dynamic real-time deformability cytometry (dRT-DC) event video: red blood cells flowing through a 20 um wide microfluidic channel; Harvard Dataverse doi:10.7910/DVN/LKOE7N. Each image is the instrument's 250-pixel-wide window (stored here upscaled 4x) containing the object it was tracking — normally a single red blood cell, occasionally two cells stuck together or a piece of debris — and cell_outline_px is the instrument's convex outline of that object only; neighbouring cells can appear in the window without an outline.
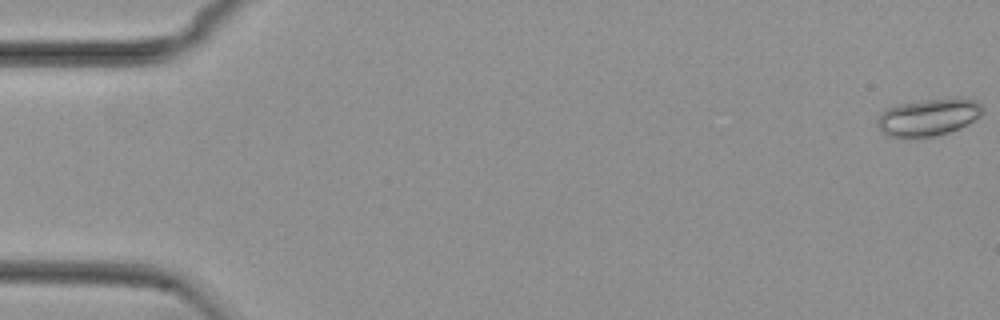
{"species": "common noctule bat (a hibernating species)", "species_latin": "Nyctalus noctula", "temperature_condition": "cold", "stored_images_in_passage": 55, "camera_frame_rate_fps": 3000, "um_per_image_px": 0.085, "animal": {"sex": "female", "body_mass_g": 29.2, "forearm_length_mm": 56.3}, "frame": {"image": 1, "passage_image": 1, "time_ms": 0.0, "image_size_px": [1000, 320], "cell_outline_px": [[980, 112], [968, 124], [960, 128], [936, 136], [888, 136], [876, 124], [876, 120], [880, 112], [884, 108], [900, 104], [924, 100], [956, 96], [960, 96], [976, 100], [980, 104]], "centroid_in_image_um": [78.88, 9.92], "position_along_channel_um": 6.1, "area_um2": 22.66}}
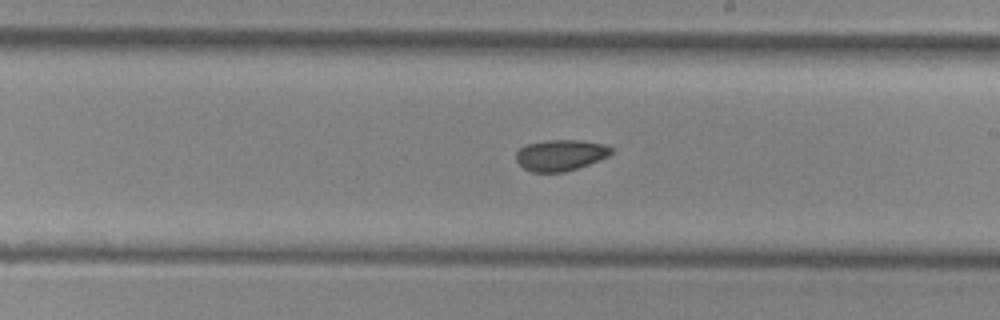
{"frame": {"image": 2, "passage_image": 32, "time_ms": 10.333, "image_size_px": [1000, 320], "cell_outline_px": [[612, 152], [608, 156], [600, 160], [564, 172], [532, 172], [524, 168], [516, 160], [516, 152], [520, 148], [528, 144], [548, 140], [580, 140], [604, 144], [612, 148]], "centroid_in_image_um": [47.64, 13.18], "position_along_channel_um": 241.4, "area_um2": 17.11}}
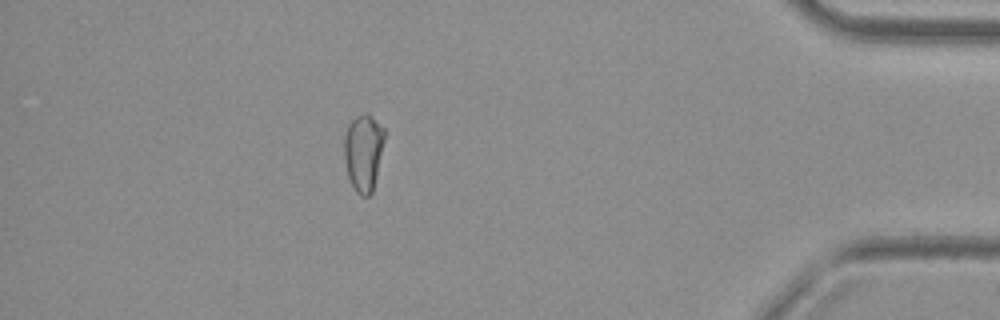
{"frame": {"image": 3, "passage_image": 49, "time_ms": 16.0, "image_size_px": [1000, 320], "cell_outline_px": [[384, 140], [376, 176], [372, 192], [368, 196], [360, 196], [356, 192], [348, 176], [344, 160], [344, 136], [348, 124], [356, 116], [364, 112], [368, 112], [384, 128]], "centroid_in_image_um": [30.87, 12.91], "position_along_channel_um": 404.3, "area_um2": 18.09}, "authors_computed_cell_mechanics": {"area_um2": 18.3226, "velocity_mm_per_s": 3.7446, "shape_relaxation_time_tau1_ms": null, "shape_relaxation_time_tau2_ms": 4.1313, "deformation_change_tau1": null, "deformation_change_tau2": 0.1026}}